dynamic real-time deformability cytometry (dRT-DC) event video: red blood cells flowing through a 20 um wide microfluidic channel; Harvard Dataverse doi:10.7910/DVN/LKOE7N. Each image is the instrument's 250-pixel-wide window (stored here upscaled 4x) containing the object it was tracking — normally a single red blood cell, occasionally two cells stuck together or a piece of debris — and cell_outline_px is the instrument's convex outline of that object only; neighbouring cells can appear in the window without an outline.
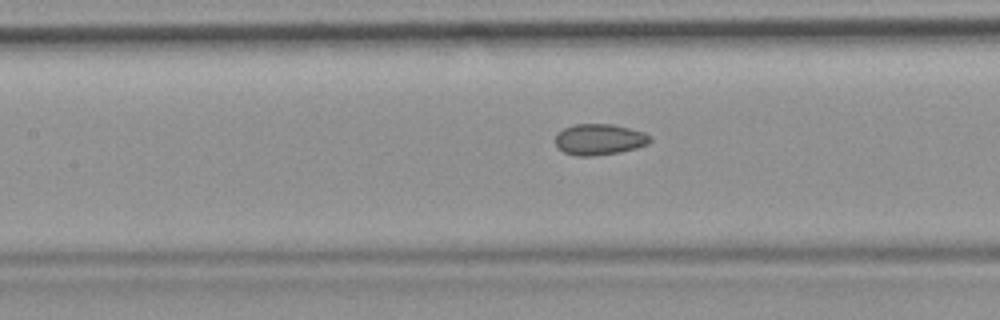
{"species": "common noctule bat (a hibernating species)", "species_latin": "Nyctalus noctula", "temperature_condition": "room temperature", "stored_images_in_passage": 6, "camera_frame_rate_fps": 3000, "um_per_image_px": 0.085, "animal": {"sex": "female", "body_mass_g": 19.9}, "frame": {"image": 1, "passage_image": 5, "time_ms": 5.0, "image_size_px": [1000, 320], "cell_outline_px": [[652, 140], [648, 144], [636, 148], [620, 152], [592, 156], [576, 156], [564, 152], [556, 144], [556, 132], [564, 128], [576, 124], [612, 124], [644, 132], [652, 136]], "centroid_in_image_um": [50.96, 11.85], "position_along_channel_um": 156.4, "area_um2": 17.17}}